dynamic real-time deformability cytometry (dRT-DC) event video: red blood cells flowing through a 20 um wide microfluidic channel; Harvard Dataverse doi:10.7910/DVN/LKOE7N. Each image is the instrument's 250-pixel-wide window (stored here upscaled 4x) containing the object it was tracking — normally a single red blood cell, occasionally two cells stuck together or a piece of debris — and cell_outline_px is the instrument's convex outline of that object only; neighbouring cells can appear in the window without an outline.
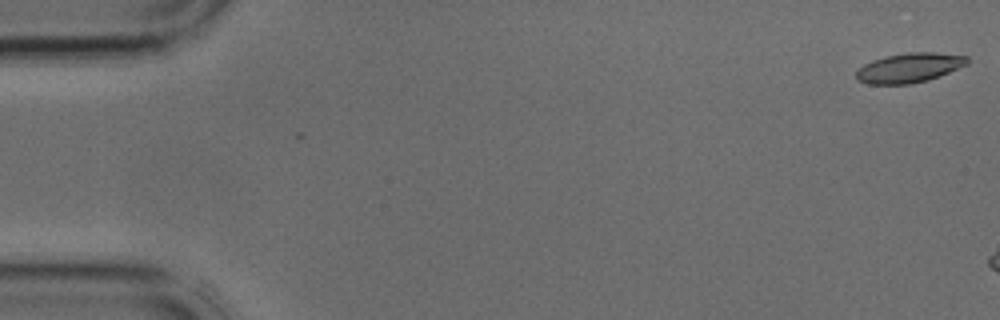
{"species": "common noctule bat (a hibernating species)", "species_latin": "Nyctalus noctula", "temperature_condition": "cold", "stored_images_in_passage": 3, "camera_frame_rate_fps": 3000, "um_per_image_px": 0.085, "animal": {"sex": "male", "body_mass_g": 17.9, "forearm_length_mm": 54.2}, "frame": {"image": 1, "passage_image": 1, "time_ms": 0.0, "image_size_px": [1000, 320], "cell_outline_px": [[968, 64], [940, 76], [928, 80], [908, 84], [868, 84], [856, 80], [856, 72], [864, 64], [872, 60], [884, 56], [908, 52], [936, 52], [968, 56]], "centroid_in_image_um": [77.29, 5.76], "position_along_channel_um": 7.7, "area_um2": 19.25}}